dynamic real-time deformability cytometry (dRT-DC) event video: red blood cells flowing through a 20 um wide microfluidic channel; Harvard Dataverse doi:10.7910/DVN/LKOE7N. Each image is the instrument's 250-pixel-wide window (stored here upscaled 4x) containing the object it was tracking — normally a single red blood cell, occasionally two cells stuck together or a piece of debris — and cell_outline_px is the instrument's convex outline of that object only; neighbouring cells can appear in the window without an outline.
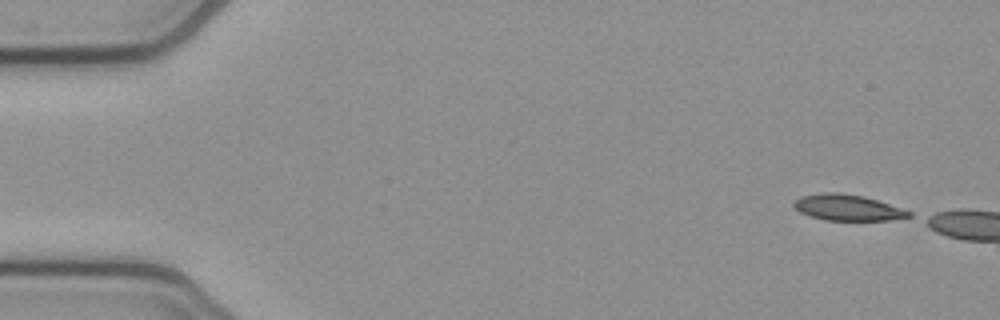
{"species": "common noctule bat (a hibernating species)", "species_latin": "Nyctalus noctula", "temperature_condition": "cold", "stored_images_in_passage": 1, "camera_frame_rate_fps": 3000, "um_per_image_px": 0.085, "animal": {"sex": "female", "body_mass_g": 21.9}, "frame": {"image": 1, "passage_image": 1, "time_ms": 0.0, "image_size_px": [1000, 320], "cell_outline_px": [[912, 216], [888, 220], [824, 220], [808, 216], [800, 212], [792, 204], [800, 196], [824, 192], [840, 192], [864, 196], [912, 212]], "centroid_in_image_um": [72.0, 17.64], "position_along_channel_um": 13.0, "area_um2": 17.34}}